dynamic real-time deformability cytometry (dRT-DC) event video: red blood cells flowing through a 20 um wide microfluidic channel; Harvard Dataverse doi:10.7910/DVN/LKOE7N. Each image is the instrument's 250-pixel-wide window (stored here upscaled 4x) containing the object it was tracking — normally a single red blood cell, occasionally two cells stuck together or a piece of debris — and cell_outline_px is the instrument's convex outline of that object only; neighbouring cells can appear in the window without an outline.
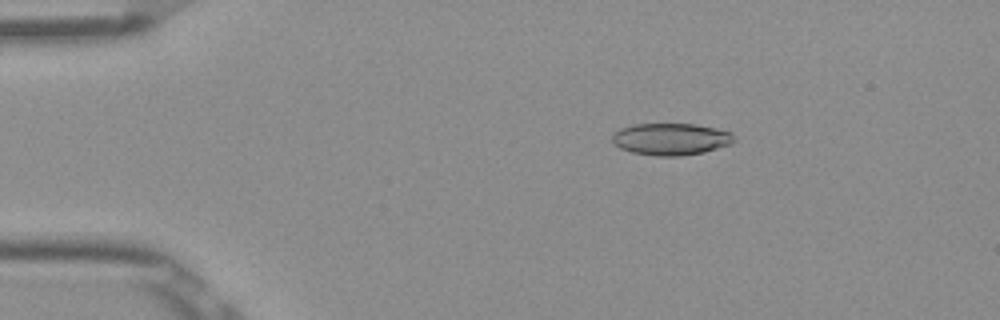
{"species": "Egyptian fruit bat (a non-hibernating species)", "species_latin": "Rousettus aegyptiacus", "temperature_condition": "room temperature", "stored_images_in_passage": 52, "camera_frame_rate_fps": 3000, "um_per_image_px": 0.085, "frame": {"image": 1, "passage_image": 9, "time_ms": 2.667, "image_size_px": [1000, 320], "cell_outline_px": [[736, 140], [732, 144], [704, 152], [680, 156], [656, 156], [632, 152], [620, 148], [612, 140], [612, 132], [620, 128], [636, 124], [696, 124], [716, 128], [732, 132]], "centroid_in_image_um": [57.05, 11.82], "position_along_channel_um": 27.9, "area_um2": 22.83}}
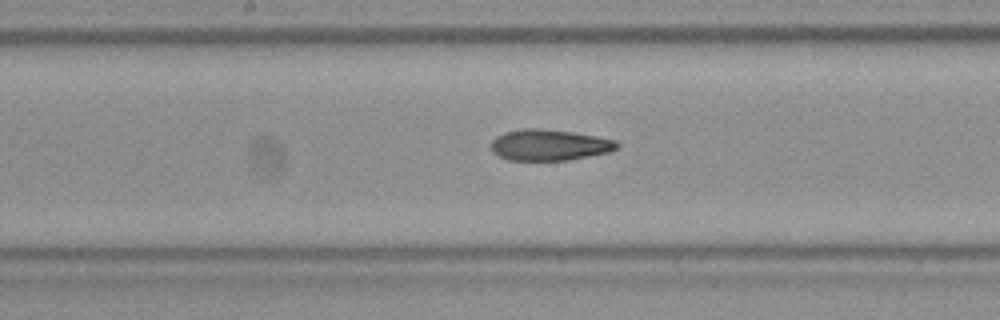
{"frame": {"image": 2, "passage_image": 27, "time_ms": 8.667, "image_size_px": [1000, 320], "cell_outline_px": [[620, 144], [616, 148], [608, 152], [568, 160], [508, 160], [492, 152], [492, 140], [496, 136], [504, 132], [524, 128], [536, 128], [572, 132], [596, 136], [616, 140]], "centroid_in_image_um": [46.68, 12.32], "position_along_channel_um": 201.5, "area_um2": 22.66}}
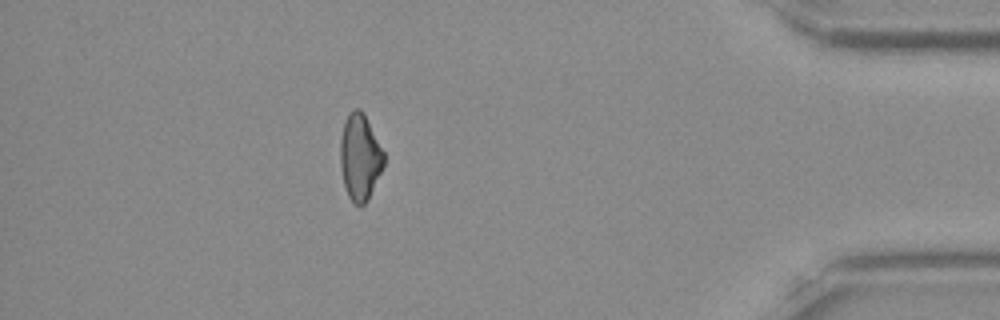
{"frame": {"image": 3, "passage_image": 46, "time_ms": 15.0, "image_size_px": [1000, 320], "cell_outline_px": [[384, 164], [368, 200], [360, 208], [352, 204], [348, 196], [344, 184], [340, 168], [340, 140], [344, 120], [348, 112], [352, 108], [360, 108], [364, 112], [384, 152]], "centroid_in_image_um": [30.57, 13.35], "position_along_channel_um": 404.6, "area_um2": 22.31}, "authors_computed_cell_mechanics": {"area_um2": 22.6865, "velocity_mm_per_s": 3.9114, "shape_relaxation_time_tau1_ms": 8.3808, "shape_relaxation_time_tau2_ms": 3.2543, "deformation_change_tau1": 0.1816, "deformation_change_tau2": 0.1166}}